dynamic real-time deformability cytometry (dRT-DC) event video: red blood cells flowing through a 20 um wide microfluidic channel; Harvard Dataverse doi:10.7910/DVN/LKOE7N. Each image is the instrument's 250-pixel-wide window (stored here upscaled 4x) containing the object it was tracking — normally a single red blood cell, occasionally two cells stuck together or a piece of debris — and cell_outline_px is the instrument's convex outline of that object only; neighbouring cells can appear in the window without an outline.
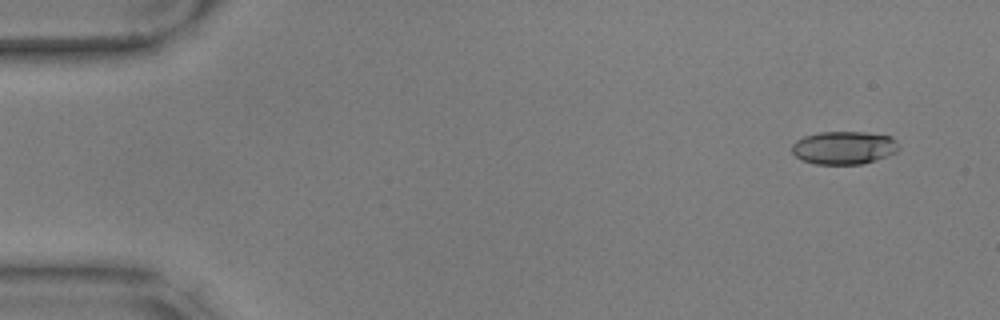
{"species": "common noctule bat (a hibernating species)", "species_latin": "Nyctalus noctula", "temperature_condition": "warm", "stored_images_in_passage": 57, "camera_frame_rate_fps": 3000, "um_per_image_px": 0.085, "animal": {"sex": "male", "body_mass_g": 17.9, "forearm_length_mm": 54.2}, "frame": {"image": 1, "passage_image": 4, "time_ms": 1.0, "image_size_px": [1000, 320], "cell_outline_px": [[900, 148], [896, 152], [888, 156], [876, 160], [860, 164], [812, 164], [800, 160], [792, 152], [792, 144], [796, 140], [804, 136], [820, 132], [864, 132], [892, 136], [896, 140]], "centroid_in_image_um": [71.73, 12.56], "position_along_channel_um": 13.3, "area_um2": 20.81}}
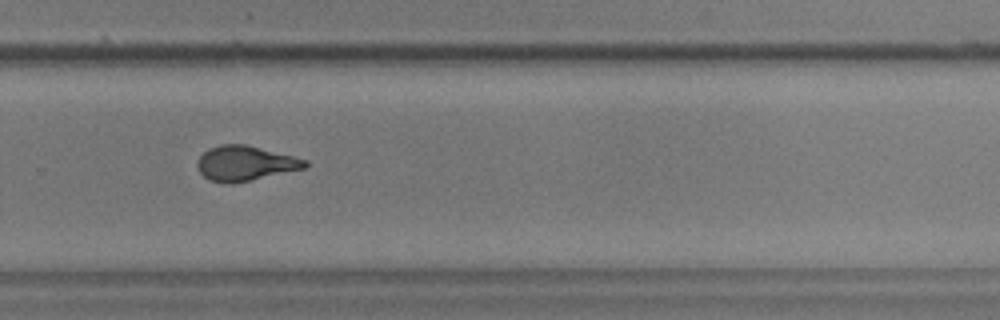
{"frame": {"image": 2, "passage_image": 39, "time_ms": 12.667, "image_size_px": [1000, 320], "cell_outline_px": [[308, 164], [304, 168], [232, 184], [220, 184], [208, 180], [196, 168], [196, 164], [200, 156], [208, 148], [220, 144], [244, 144], [308, 160]], "centroid_in_image_um": [20.77, 13.89], "position_along_channel_um": 309.0, "area_um2": 21.85}}
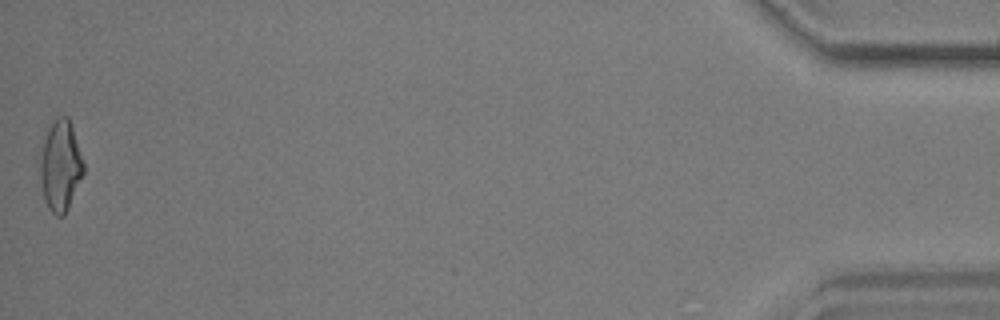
{"frame": {"image": 3, "passage_image": 57, "time_ms": 18.667, "image_size_px": [1000, 320], "cell_outline_px": [[84, 172], [68, 208], [64, 216], [56, 216], [48, 208], [44, 200], [40, 176], [40, 160], [44, 136], [48, 128], [60, 116], [68, 116], [84, 164]], "centroid_in_image_um": [5.13, 14.12], "position_along_channel_um": 430.1, "area_um2": 22.6}, "authors_computed_cell_mechanics": {"area_um2": 21.9062, "velocity_mm_per_s": 3.5437, "shape_relaxation_time_tau1_ms": 7.4643, "shape_relaxation_time_tau2_ms": 1.4117, "deformation_change_tau1": 0.2169, "deformation_change_tau2": 0.0813}}